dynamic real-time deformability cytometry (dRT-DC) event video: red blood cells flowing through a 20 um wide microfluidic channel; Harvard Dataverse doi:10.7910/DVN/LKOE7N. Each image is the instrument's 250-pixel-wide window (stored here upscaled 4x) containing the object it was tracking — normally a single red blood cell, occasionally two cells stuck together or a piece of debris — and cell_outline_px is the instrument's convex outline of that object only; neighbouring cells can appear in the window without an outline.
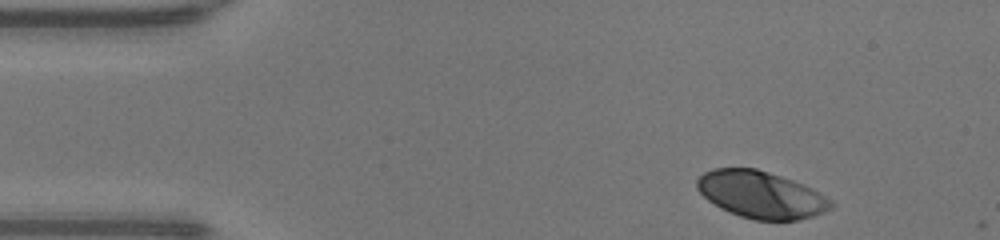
{"species": "human", "species_latin": "Homo sapiens", "temperature_condition": "warm", "stored_images_in_passage": 35, "camera_frame_rate_fps": 3000, "um_per_image_px": 0.085, "donor": {"sex": "male"}, "frame": {"image": 1, "passage_image": 1, "time_ms": 0.0, "image_size_px": [1000, 240], "cell_outline_px": [[836, 204], [832, 208], [824, 212], [812, 216], [796, 220], [756, 220], [740, 216], [728, 212], [720, 208], [708, 200], [696, 188], [696, 180], [704, 172], [712, 168], [756, 168], [804, 184], [812, 188], [832, 200]], "centroid_in_image_um": [64.69, 16.55], "position_along_channel_um": 20.3, "area_um2": 36.76}}
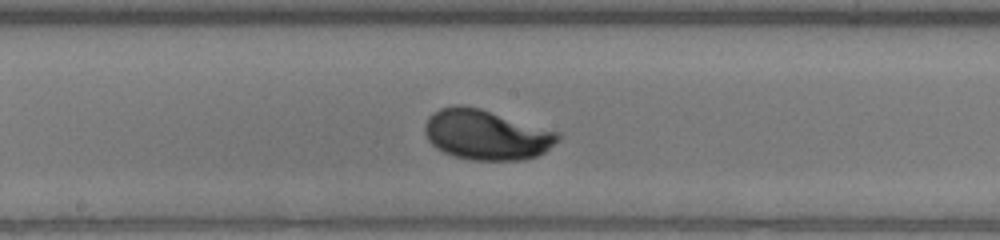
{"frame": {"image": 2, "passage_image": 20, "time_ms": 6.333, "image_size_px": [1000, 240], "cell_outline_px": [[560, 140], [544, 152], [536, 156], [524, 160], [472, 160], [452, 156], [436, 148], [428, 140], [424, 132], [424, 124], [428, 116], [432, 112], [440, 108], [456, 104], [460, 104], [480, 108], [560, 132]], "centroid_in_image_um": [41.31, 11.45], "position_along_channel_um": 206.9, "area_um2": 39.19}}
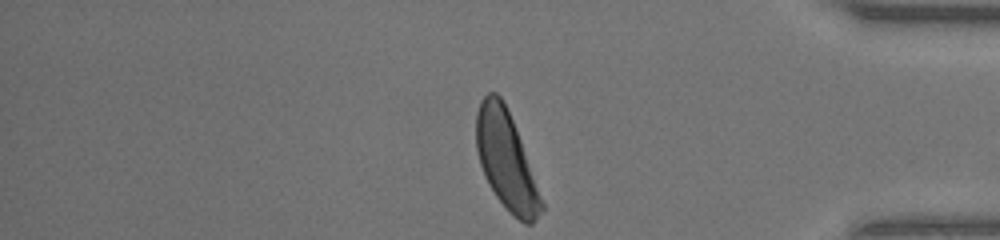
{"frame": {"image": 3, "passage_image": 35, "time_ms": 11.333, "image_size_px": [1000, 240], "cell_outline_px": [[544, 208], [532, 224], [524, 224], [496, 196], [488, 184], [484, 176], [480, 164], [476, 148], [476, 112], [480, 100], [488, 92], [496, 92], [504, 100], [520, 140], [544, 204]], "centroid_in_image_um": [42.99, 13.59], "position_along_channel_um": 392.2, "area_um2": 36.59}, "authors_computed_cell_mechanics": {"area_um2": 37.6856, "velocity_mm_per_s": 4.2988, "shape_relaxation_time_tau1_ms": 2.1211, "shape_relaxation_time_tau2_ms": null, "deformation_change_tau1": 0.16, "deformation_change_tau2": null}}